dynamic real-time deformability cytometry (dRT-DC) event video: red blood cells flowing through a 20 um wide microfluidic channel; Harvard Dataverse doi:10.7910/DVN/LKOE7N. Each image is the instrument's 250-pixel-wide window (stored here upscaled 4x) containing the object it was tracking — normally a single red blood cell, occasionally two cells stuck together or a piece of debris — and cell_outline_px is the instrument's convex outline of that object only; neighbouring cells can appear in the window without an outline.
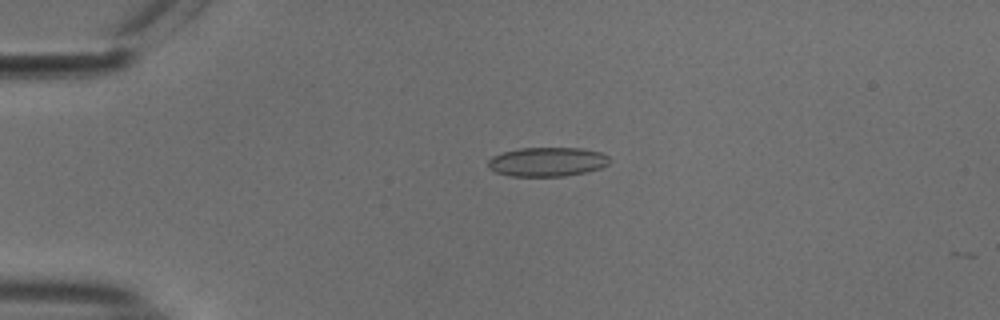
{"species": "common noctule bat (a hibernating species)", "species_latin": "Nyctalus noctula", "temperature_condition": "cold", "stored_images_in_passage": 14, "camera_frame_rate_fps": 3000, "um_per_image_px": 0.085, "animal": {"sex": "male", "body_mass_g": 18.8}, "frame": {"image": 1, "passage_image": 13, "time_ms": 4.0, "image_size_px": [1000, 320], "cell_outline_px": [[612, 160], [608, 164], [600, 168], [584, 172], [564, 176], [508, 176], [496, 172], [488, 168], [488, 160], [492, 156], [500, 152], [520, 148], [580, 148], [600, 152], [608, 156]], "centroid_in_image_um": [46.49, 13.75], "position_along_channel_um": 38.5, "area_um2": 20.75}}